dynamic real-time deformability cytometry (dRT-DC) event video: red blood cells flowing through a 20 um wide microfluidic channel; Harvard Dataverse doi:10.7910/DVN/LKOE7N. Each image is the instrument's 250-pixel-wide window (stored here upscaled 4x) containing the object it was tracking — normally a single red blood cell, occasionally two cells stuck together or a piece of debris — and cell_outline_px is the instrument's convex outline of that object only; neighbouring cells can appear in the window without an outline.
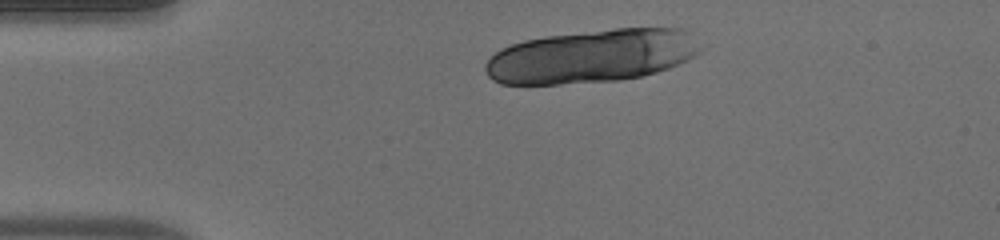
{"species": "human", "species_latin": "Homo sapiens", "temperature_condition": "warm", "stored_images_in_passage": 35, "camera_frame_rate_fps": 3000, "um_per_image_px": 0.085, "donor": {"sex": "male"}, "frame": {"image": 1, "passage_image": 2, "time_ms": 0.333, "image_size_px": [1000, 240], "cell_outline_px": [[700, 52], [688, 60], [680, 64], [656, 72], [640, 76], [620, 80], [560, 84], [500, 84], [492, 80], [488, 76], [484, 68], [484, 64], [500, 48], [524, 40], [544, 36], [616, 28], [688, 28], [700, 48]], "centroid_in_image_um": [50.29, 4.77], "position_along_channel_um": 34.7, "area_um2": 66.99}}
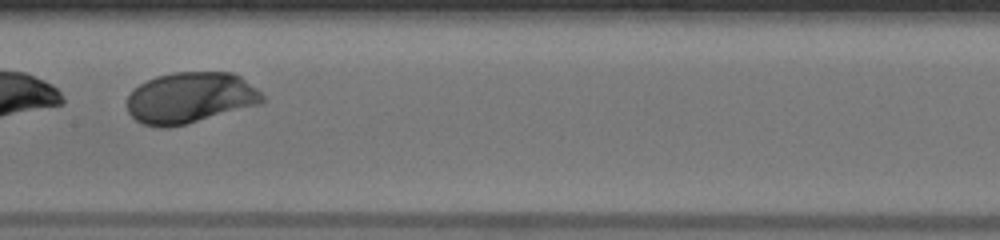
{"frame": {"image": 2, "passage_image": 18, "time_ms": 5.667, "image_size_px": [1000, 240], "cell_outline_px": [[264, 100], [260, 104], [184, 124], [168, 128], [160, 128], [144, 124], [136, 120], [128, 112], [128, 96], [140, 84], [156, 76], [172, 72], [232, 72], [240, 76], [256, 88], [264, 96]], "centroid_in_image_um": [16.17, 8.3], "position_along_channel_um": 191.2, "area_um2": 39.94}}
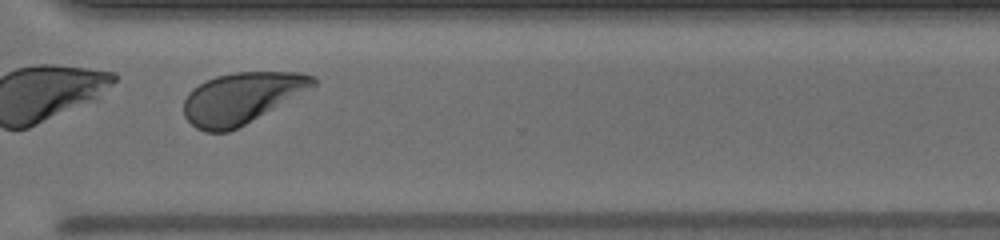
{"frame": {"image": 3, "passage_image": 30, "time_ms": 9.667, "image_size_px": [1000, 240], "cell_outline_px": [[316, 84], [244, 124], [228, 132], [204, 132], [196, 128], [184, 116], [184, 100], [188, 92], [192, 88], [216, 76], [236, 72], [300, 72], [312, 76], [316, 80]], "centroid_in_image_um": [20.46, 8.33], "position_along_channel_um": 350.1, "area_um2": 37.63}, "authors_computed_cell_mechanics": {"area_um2": 39.9976, "velocity_mm_per_s": 3.9642, "shape_relaxation_time_tau1_ms": 2.0871, "shape_relaxation_time_tau2_ms": null, "deformation_change_tau1": 0.1731, "deformation_change_tau2": null}}